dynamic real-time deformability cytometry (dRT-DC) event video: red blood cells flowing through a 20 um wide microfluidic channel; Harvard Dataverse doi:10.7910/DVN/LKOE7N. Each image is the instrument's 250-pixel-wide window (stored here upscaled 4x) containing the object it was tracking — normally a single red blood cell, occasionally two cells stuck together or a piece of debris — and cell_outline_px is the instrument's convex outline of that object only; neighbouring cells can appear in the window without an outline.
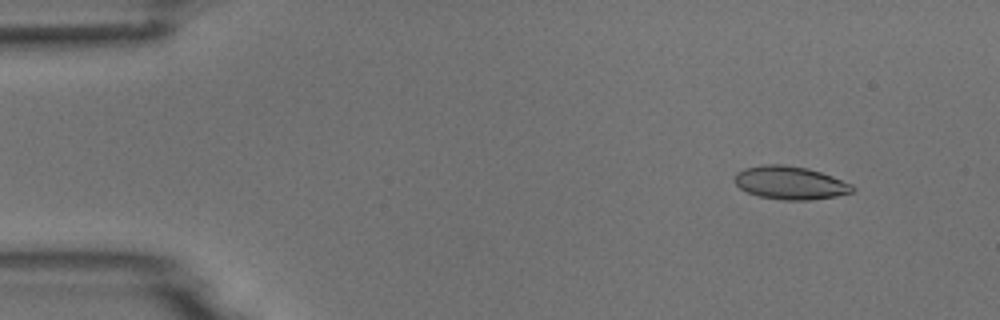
{"species": "common noctule bat (a hibernating species)", "species_latin": "Nyctalus noctula", "temperature_condition": "room temperature", "stored_images_in_passage": 5, "camera_frame_rate_fps": 3000, "um_per_image_px": 0.085, "animal": {"sex": "male", "body_mass_g": 18.8}, "frame": {"image": 1, "passage_image": 2, "time_ms": 1.0, "image_size_px": [1000, 320], "cell_outline_px": [[856, 188], [852, 192], [836, 196], [812, 200], [784, 200], [760, 196], [748, 192], [740, 188], [736, 184], [736, 172], [744, 168], [760, 164], [780, 164], [808, 168], [832, 176], [852, 184]], "centroid_in_image_um": [67.18, 15.53], "position_along_channel_um": 17.8, "area_um2": 22.72}}
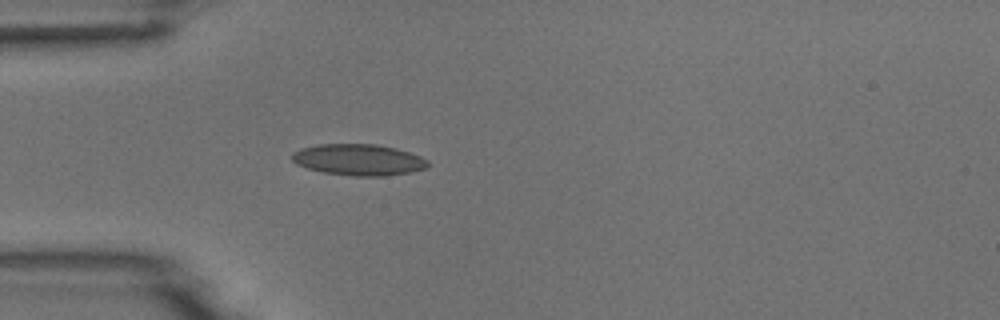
{"frame": {"image": 2, "passage_image": 5, "time_ms": 4.333, "image_size_px": [1000, 320], "cell_outline_px": [[428, 168], [412, 172], [384, 176], [352, 176], [324, 172], [308, 168], [296, 164], [292, 160], [292, 152], [300, 148], [320, 144], [376, 144], [396, 148], [420, 156], [428, 160]], "centroid_in_image_um": [30.49, 13.58], "position_along_channel_um": 54.5, "area_um2": 24.85}}